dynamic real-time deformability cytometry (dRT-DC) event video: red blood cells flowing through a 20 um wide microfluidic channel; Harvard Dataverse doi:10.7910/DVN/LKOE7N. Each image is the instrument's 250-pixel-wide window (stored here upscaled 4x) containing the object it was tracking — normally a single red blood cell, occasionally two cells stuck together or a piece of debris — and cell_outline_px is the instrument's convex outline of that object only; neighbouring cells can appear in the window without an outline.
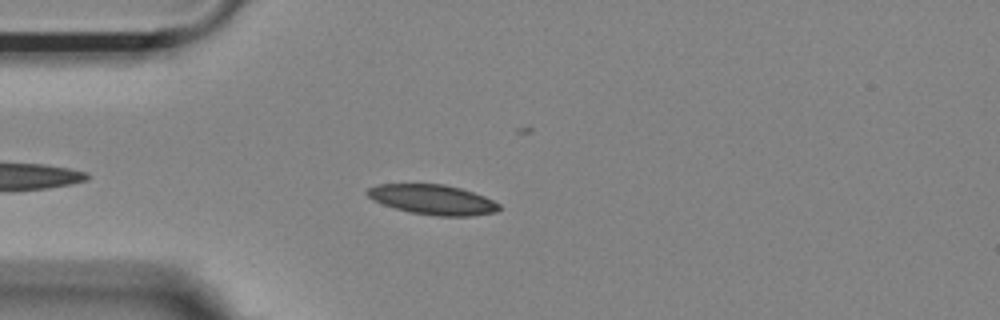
{"species": "Egyptian fruit bat (a non-hibernating species)", "species_latin": "Rousettus aegyptiacus", "temperature_condition": "room temperature", "stored_images_in_passage": 44, "camera_frame_rate_fps": 3000, "um_per_image_px": 0.085, "animal": {"sex": "female"}, "frame": {"image": 1, "passage_image": 6, "time_ms": 1.667, "image_size_px": [1000, 320], "cell_outline_px": [[500, 208], [496, 212], [472, 216], [436, 216], [412, 212], [396, 208], [372, 200], [364, 192], [368, 188], [380, 184], [444, 184], [460, 188], [484, 196], [500, 204]], "centroid_in_image_um": [36.78, 16.96], "position_along_channel_um": 48.2, "area_um2": 22.83}}
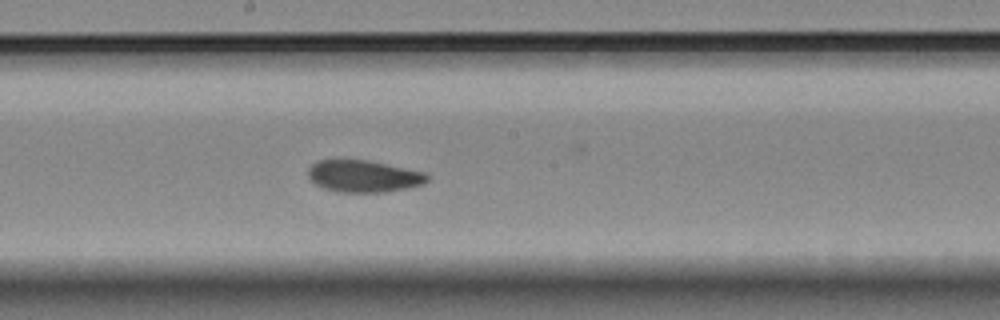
{"frame": {"image": 2, "passage_image": 21, "time_ms": 6.667, "image_size_px": [1000, 320], "cell_outline_px": [[428, 180], [424, 184], [408, 188], [384, 192], [336, 192], [324, 188], [316, 184], [308, 176], [308, 168], [316, 160], [368, 160], [428, 172]], "centroid_in_image_um": [30.94, 14.97], "position_along_channel_um": 217.3, "area_um2": 22.37}}
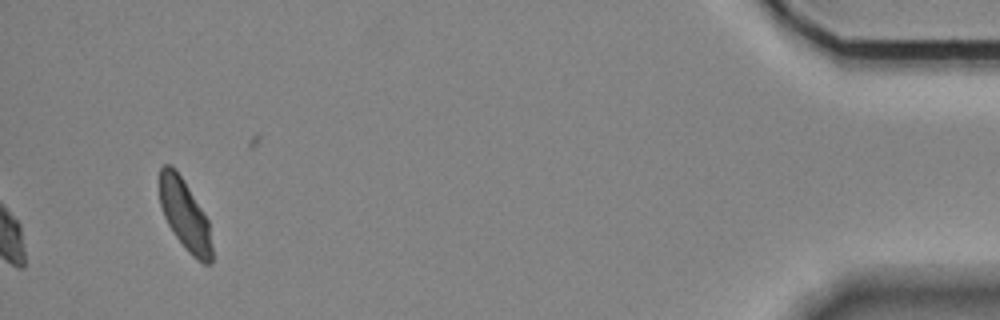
{"frame": {"image": 3, "passage_image": 44, "time_ms": 14.333, "image_size_px": [1000, 320], "cell_outline_px": [[212, 264], [204, 264], [196, 260], [184, 248], [172, 232], [164, 216], [160, 204], [160, 168], [164, 164], [168, 164], [180, 176], [188, 188], [208, 220], [212, 248]], "centroid_in_image_um": [15.72, 18.35], "position_along_channel_um": 419.5, "area_um2": 21.21}, "authors_computed_cell_mechanics": {"area_um2": 22.542, "velocity_mm_per_s": 3.6096, "shape_relaxation_time_tau1_ms": 4.6234, "shape_relaxation_time_tau2_ms": 3.0585, "deformation_change_tau1": 0.1166, "deformation_change_tau2": 0.0801}}